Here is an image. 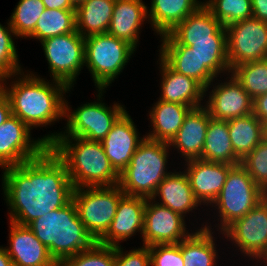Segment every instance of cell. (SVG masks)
<instances>
[{
    "mask_svg": "<svg viewBox=\"0 0 267 266\" xmlns=\"http://www.w3.org/2000/svg\"><path fill=\"white\" fill-rule=\"evenodd\" d=\"M210 116L203 105L192 108L186 115L182 126L169 142L171 150L177 151L184 162L201 159Z\"/></svg>",
    "mask_w": 267,
    "mask_h": 266,
    "instance_id": "cell-22",
    "label": "cell"
},
{
    "mask_svg": "<svg viewBox=\"0 0 267 266\" xmlns=\"http://www.w3.org/2000/svg\"><path fill=\"white\" fill-rule=\"evenodd\" d=\"M134 52L136 49L132 45L108 33L85 37L84 67L91 74L95 89L108 90Z\"/></svg>",
    "mask_w": 267,
    "mask_h": 266,
    "instance_id": "cell-8",
    "label": "cell"
},
{
    "mask_svg": "<svg viewBox=\"0 0 267 266\" xmlns=\"http://www.w3.org/2000/svg\"><path fill=\"white\" fill-rule=\"evenodd\" d=\"M158 55L176 72L196 80L204 89L216 77L204 66L190 47L159 45Z\"/></svg>",
    "mask_w": 267,
    "mask_h": 266,
    "instance_id": "cell-28",
    "label": "cell"
},
{
    "mask_svg": "<svg viewBox=\"0 0 267 266\" xmlns=\"http://www.w3.org/2000/svg\"><path fill=\"white\" fill-rule=\"evenodd\" d=\"M170 150L168 142L145 137L130 163L119 174L118 185L125 195L151 199L158 185L171 172L167 166Z\"/></svg>",
    "mask_w": 267,
    "mask_h": 266,
    "instance_id": "cell-6",
    "label": "cell"
},
{
    "mask_svg": "<svg viewBox=\"0 0 267 266\" xmlns=\"http://www.w3.org/2000/svg\"><path fill=\"white\" fill-rule=\"evenodd\" d=\"M116 0H86L75 8L76 30L85 37L107 33Z\"/></svg>",
    "mask_w": 267,
    "mask_h": 266,
    "instance_id": "cell-29",
    "label": "cell"
},
{
    "mask_svg": "<svg viewBox=\"0 0 267 266\" xmlns=\"http://www.w3.org/2000/svg\"><path fill=\"white\" fill-rule=\"evenodd\" d=\"M115 247L95 242L90 248L64 259L59 266H114Z\"/></svg>",
    "mask_w": 267,
    "mask_h": 266,
    "instance_id": "cell-38",
    "label": "cell"
},
{
    "mask_svg": "<svg viewBox=\"0 0 267 266\" xmlns=\"http://www.w3.org/2000/svg\"><path fill=\"white\" fill-rule=\"evenodd\" d=\"M253 17L267 22V0H251Z\"/></svg>",
    "mask_w": 267,
    "mask_h": 266,
    "instance_id": "cell-44",
    "label": "cell"
},
{
    "mask_svg": "<svg viewBox=\"0 0 267 266\" xmlns=\"http://www.w3.org/2000/svg\"><path fill=\"white\" fill-rule=\"evenodd\" d=\"M48 63L51 80H57L74 88L77 77L84 69L85 38L77 30L40 42Z\"/></svg>",
    "mask_w": 267,
    "mask_h": 266,
    "instance_id": "cell-10",
    "label": "cell"
},
{
    "mask_svg": "<svg viewBox=\"0 0 267 266\" xmlns=\"http://www.w3.org/2000/svg\"><path fill=\"white\" fill-rule=\"evenodd\" d=\"M151 266H184L181 242L149 246Z\"/></svg>",
    "mask_w": 267,
    "mask_h": 266,
    "instance_id": "cell-40",
    "label": "cell"
},
{
    "mask_svg": "<svg viewBox=\"0 0 267 266\" xmlns=\"http://www.w3.org/2000/svg\"><path fill=\"white\" fill-rule=\"evenodd\" d=\"M129 111H126L101 141L114 170L120 174L130 163L135 150L145 139L138 131ZM142 137H141V136Z\"/></svg>",
    "mask_w": 267,
    "mask_h": 266,
    "instance_id": "cell-19",
    "label": "cell"
},
{
    "mask_svg": "<svg viewBox=\"0 0 267 266\" xmlns=\"http://www.w3.org/2000/svg\"><path fill=\"white\" fill-rule=\"evenodd\" d=\"M265 139L267 140V123L264 124Z\"/></svg>",
    "mask_w": 267,
    "mask_h": 266,
    "instance_id": "cell-49",
    "label": "cell"
},
{
    "mask_svg": "<svg viewBox=\"0 0 267 266\" xmlns=\"http://www.w3.org/2000/svg\"><path fill=\"white\" fill-rule=\"evenodd\" d=\"M192 107L157 100L148 111L150 131L145 137L154 141L170 142L176 135Z\"/></svg>",
    "mask_w": 267,
    "mask_h": 266,
    "instance_id": "cell-25",
    "label": "cell"
},
{
    "mask_svg": "<svg viewBox=\"0 0 267 266\" xmlns=\"http://www.w3.org/2000/svg\"><path fill=\"white\" fill-rule=\"evenodd\" d=\"M12 115L8 96L0 88V126Z\"/></svg>",
    "mask_w": 267,
    "mask_h": 266,
    "instance_id": "cell-43",
    "label": "cell"
},
{
    "mask_svg": "<svg viewBox=\"0 0 267 266\" xmlns=\"http://www.w3.org/2000/svg\"><path fill=\"white\" fill-rule=\"evenodd\" d=\"M49 147L66 164L74 189L118 184L119 174L112 167L100 141L58 137Z\"/></svg>",
    "mask_w": 267,
    "mask_h": 266,
    "instance_id": "cell-3",
    "label": "cell"
},
{
    "mask_svg": "<svg viewBox=\"0 0 267 266\" xmlns=\"http://www.w3.org/2000/svg\"><path fill=\"white\" fill-rule=\"evenodd\" d=\"M254 261H255L254 264H256L255 266H258V265L261 266V264H264V266H267V245L265 249L256 257Z\"/></svg>",
    "mask_w": 267,
    "mask_h": 266,
    "instance_id": "cell-47",
    "label": "cell"
},
{
    "mask_svg": "<svg viewBox=\"0 0 267 266\" xmlns=\"http://www.w3.org/2000/svg\"><path fill=\"white\" fill-rule=\"evenodd\" d=\"M177 169L172 168L173 172L171 171L158 185L151 199L188 219V215L192 216L191 212L195 213V210L203 207L194 196L185 171L178 172Z\"/></svg>",
    "mask_w": 267,
    "mask_h": 266,
    "instance_id": "cell-23",
    "label": "cell"
},
{
    "mask_svg": "<svg viewBox=\"0 0 267 266\" xmlns=\"http://www.w3.org/2000/svg\"><path fill=\"white\" fill-rule=\"evenodd\" d=\"M160 45L191 46V41L227 40L226 28L203 4L169 33L160 36Z\"/></svg>",
    "mask_w": 267,
    "mask_h": 266,
    "instance_id": "cell-16",
    "label": "cell"
},
{
    "mask_svg": "<svg viewBox=\"0 0 267 266\" xmlns=\"http://www.w3.org/2000/svg\"><path fill=\"white\" fill-rule=\"evenodd\" d=\"M252 113L265 124L267 123V93L261 94L253 99Z\"/></svg>",
    "mask_w": 267,
    "mask_h": 266,
    "instance_id": "cell-42",
    "label": "cell"
},
{
    "mask_svg": "<svg viewBox=\"0 0 267 266\" xmlns=\"http://www.w3.org/2000/svg\"><path fill=\"white\" fill-rule=\"evenodd\" d=\"M76 30L75 10L47 9L37 21L34 31L27 37L39 42L44 39L72 33Z\"/></svg>",
    "mask_w": 267,
    "mask_h": 266,
    "instance_id": "cell-32",
    "label": "cell"
},
{
    "mask_svg": "<svg viewBox=\"0 0 267 266\" xmlns=\"http://www.w3.org/2000/svg\"><path fill=\"white\" fill-rule=\"evenodd\" d=\"M158 57L157 65L161 74L158 99L192 108L203 106L205 89L196 80L174 71L159 55Z\"/></svg>",
    "mask_w": 267,
    "mask_h": 266,
    "instance_id": "cell-21",
    "label": "cell"
},
{
    "mask_svg": "<svg viewBox=\"0 0 267 266\" xmlns=\"http://www.w3.org/2000/svg\"><path fill=\"white\" fill-rule=\"evenodd\" d=\"M219 236L220 240L231 242L232 248L236 247L240 255L253 263L267 245V196L246 215L220 232Z\"/></svg>",
    "mask_w": 267,
    "mask_h": 266,
    "instance_id": "cell-12",
    "label": "cell"
},
{
    "mask_svg": "<svg viewBox=\"0 0 267 266\" xmlns=\"http://www.w3.org/2000/svg\"><path fill=\"white\" fill-rule=\"evenodd\" d=\"M266 196L267 194L254 182L247 170L241 164L235 165L229 170L220 194L211 204L212 209L208 208L213 212L217 223L216 219L212 221L215 222L214 225L211 222L208 223L209 218L198 229L214 230L216 228L219 234L236 219L246 215ZM212 225L215 227L212 228Z\"/></svg>",
    "mask_w": 267,
    "mask_h": 266,
    "instance_id": "cell-7",
    "label": "cell"
},
{
    "mask_svg": "<svg viewBox=\"0 0 267 266\" xmlns=\"http://www.w3.org/2000/svg\"><path fill=\"white\" fill-rule=\"evenodd\" d=\"M147 19V5L143 0H116L107 33L126 41L137 50L142 27L149 24Z\"/></svg>",
    "mask_w": 267,
    "mask_h": 266,
    "instance_id": "cell-24",
    "label": "cell"
},
{
    "mask_svg": "<svg viewBox=\"0 0 267 266\" xmlns=\"http://www.w3.org/2000/svg\"><path fill=\"white\" fill-rule=\"evenodd\" d=\"M220 78L214 79L205 88L204 97L207 101L204 100V106L210 116L216 120L227 121L252 114L253 99L236 78L231 73Z\"/></svg>",
    "mask_w": 267,
    "mask_h": 266,
    "instance_id": "cell-13",
    "label": "cell"
},
{
    "mask_svg": "<svg viewBox=\"0 0 267 266\" xmlns=\"http://www.w3.org/2000/svg\"><path fill=\"white\" fill-rule=\"evenodd\" d=\"M2 171V195L13 223L27 226L72 200L74 187L66 164L50 147L39 157Z\"/></svg>",
    "mask_w": 267,
    "mask_h": 266,
    "instance_id": "cell-1",
    "label": "cell"
},
{
    "mask_svg": "<svg viewBox=\"0 0 267 266\" xmlns=\"http://www.w3.org/2000/svg\"><path fill=\"white\" fill-rule=\"evenodd\" d=\"M146 204V198L124 195L118 203L109 229L97 242L116 247L136 233H140L142 239Z\"/></svg>",
    "mask_w": 267,
    "mask_h": 266,
    "instance_id": "cell-18",
    "label": "cell"
},
{
    "mask_svg": "<svg viewBox=\"0 0 267 266\" xmlns=\"http://www.w3.org/2000/svg\"><path fill=\"white\" fill-rule=\"evenodd\" d=\"M124 195L118 184L73 190L72 200L77 207L80 221L96 242L109 229L118 203Z\"/></svg>",
    "mask_w": 267,
    "mask_h": 266,
    "instance_id": "cell-9",
    "label": "cell"
},
{
    "mask_svg": "<svg viewBox=\"0 0 267 266\" xmlns=\"http://www.w3.org/2000/svg\"><path fill=\"white\" fill-rule=\"evenodd\" d=\"M203 4L212 15L223 25L236 23L253 17L251 0H203Z\"/></svg>",
    "mask_w": 267,
    "mask_h": 266,
    "instance_id": "cell-36",
    "label": "cell"
},
{
    "mask_svg": "<svg viewBox=\"0 0 267 266\" xmlns=\"http://www.w3.org/2000/svg\"><path fill=\"white\" fill-rule=\"evenodd\" d=\"M183 166L180 170L183 169L187 174L194 196L203 207L209 208L220 194L227 174L234 165L199 158L185 161Z\"/></svg>",
    "mask_w": 267,
    "mask_h": 266,
    "instance_id": "cell-17",
    "label": "cell"
},
{
    "mask_svg": "<svg viewBox=\"0 0 267 266\" xmlns=\"http://www.w3.org/2000/svg\"><path fill=\"white\" fill-rule=\"evenodd\" d=\"M189 47L199 58L201 65H204L216 78L231 73L228 64L227 40L191 41Z\"/></svg>",
    "mask_w": 267,
    "mask_h": 266,
    "instance_id": "cell-33",
    "label": "cell"
},
{
    "mask_svg": "<svg viewBox=\"0 0 267 266\" xmlns=\"http://www.w3.org/2000/svg\"><path fill=\"white\" fill-rule=\"evenodd\" d=\"M147 5L150 27L155 36L169 33L188 15L196 11L204 1L201 0H151Z\"/></svg>",
    "mask_w": 267,
    "mask_h": 266,
    "instance_id": "cell-26",
    "label": "cell"
},
{
    "mask_svg": "<svg viewBox=\"0 0 267 266\" xmlns=\"http://www.w3.org/2000/svg\"><path fill=\"white\" fill-rule=\"evenodd\" d=\"M45 8L62 9V10H75V7L71 4L69 0H41Z\"/></svg>",
    "mask_w": 267,
    "mask_h": 266,
    "instance_id": "cell-45",
    "label": "cell"
},
{
    "mask_svg": "<svg viewBox=\"0 0 267 266\" xmlns=\"http://www.w3.org/2000/svg\"><path fill=\"white\" fill-rule=\"evenodd\" d=\"M241 165L267 194V140L265 138L241 161Z\"/></svg>",
    "mask_w": 267,
    "mask_h": 266,
    "instance_id": "cell-39",
    "label": "cell"
},
{
    "mask_svg": "<svg viewBox=\"0 0 267 266\" xmlns=\"http://www.w3.org/2000/svg\"><path fill=\"white\" fill-rule=\"evenodd\" d=\"M201 159L234 166L241 164L232 147L227 121L209 120Z\"/></svg>",
    "mask_w": 267,
    "mask_h": 266,
    "instance_id": "cell-30",
    "label": "cell"
},
{
    "mask_svg": "<svg viewBox=\"0 0 267 266\" xmlns=\"http://www.w3.org/2000/svg\"><path fill=\"white\" fill-rule=\"evenodd\" d=\"M230 70L267 58V22L250 17L226 27Z\"/></svg>",
    "mask_w": 267,
    "mask_h": 266,
    "instance_id": "cell-11",
    "label": "cell"
},
{
    "mask_svg": "<svg viewBox=\"0 0 267 266\" xmlns=\"http://www.w3.org/2000/svg\"><path fill=\"white\" fill-rule=\"evenodd\" d=\"M96 100L82 103L72 109L65 98L64 119L66 123L62 131L40 136L50 146L58 137H81L90 141H102L117 120L127 111L122 103L114 101L113 105L103 102L105 89H96ZM109 106V107H108Z\"/></svg>",
    "mask_w": 267,
    "mask_h": 266,
    "instance_id": "cell-5",
    "label": "cell"
},
{
    "mask_svg": "<svg viewBox=\"0 0 267 266\" xmlns=\"http://www.w3.org/2000/svg\"><path fill=\"white\" fill-rule=\"evenodd\" d=\"M191 234L181 241L184 266H219L220 249H217L215 230L207 228L190 230ZM216 239V240H215ZM218 259V260H217Z\"/></svg>",
    "mask_w": 267,
    "mask_h": 266,
    "instance_id": "cell-27",
    "label": "cell"
},
{
    "mask_svg": "<svg viewBox=\"0 0 267 266\" xmlns=\"http://www.w3.org/2000/svg\"><path fill=\"white\" fill-rule=\"evenodd\" d=\"M122 245L115 247L114 266H151L149 246L133 247L129 251Z\"/></svg>",
    "mask_w": 267,
    "mask_h": 266,
    "instance_id": "cell-41",
    "label": "cell"
},
{
    "mask_svg": "<svg viewBox=\"0 0 267 266\" xmlns=\"http://www.w3.org/2000/svg\"><path fill=\"white\" fill-rule=\"evenodd\" d=\"M227 123L235 155L242 161L265 138L264 124L253 113Z\"/></svg>",
    "mask_w": 267,
    "mask_h": 266,
    "instance_id": "cell-31",
    "label": "cell"
},
{
    "mask_svg": "<svg viewBox=\"0 0 267 266\" xmlns=\"http://www.w3.org/2000/svg\"><path fill=\"white\" fill-rule=\"evenodd\" d=\"M27 227L48 248L58 264L90 248L96 242L80 221L73 200L62 208L36 218Z\"/></svg>",
    "mask_w": 267,
    "mask_h": 266,
    "instance_id": "cell-4",
    "label": "cell"
},
{
    "mask_svg": "<svg viewBox=\"0 0 267 266\" xmlns=\"http://www.w3.org/2000/svg\"><path fill=\"white\" fill-rule=\"evenodd\" d=\"M71 2V4L76 8L77 6H79L83 1L86 0H69Z\"/></svg>",
    "mask_w": 267,
    "mask_h": 266,
    "instance_id": "cell-48",
    "label": "cell"
},
{
    "mask_svg": "<svg viewBox=\"0 0 267 266\" xmlns=\"http://www.w3.org/2000/svg\"><path fill=\"white\" fill-rule=\"evenodd\" d=\"M0 23V79L25 70L21 66L14 39H19L11 28L9 20ZM15 37V38H14Z\"/></svg>",
    "mask_w": 267,
    "mask_h": 266,
    "instance_id": "cell-37",
    "label": "cell"
},
{
    "mask_svg": "<svg viewBox=\"0 0 267 266\" xmlns=\"http://www.w3.org/2000/svg\"><path fill=\"white\" fill-rule=\"evenodd\" d=\"M45 10L41 0H19L9 20L11 28L19 39H27L34 31L37 21Z\"/></svg>",
    "mask_w": 267,
    "mask_h": 266,
    "instance_id": "cell-35",
    "label": "cell"
},
{
    "mask_svg": "<svg viewBox=\"0 0 267 266\" xmlns=\"http://www.w3.org/2000/svg\"><path fill=\"white\" fill-rule=\"evenodd\" d=\"M0 266H14L12 259L7 254L5 247L0 246Z\"/></svg>",
    "mask_w": 267,
    "mask_h": 266,
    "instance_id": "cell-46",
    "label": "cell"
},
{
    "mask_svg": "<svg viewBox=\"0 0 267 266\" xmlns=\"http://www.w3.org/2000/svg\"><path fill=\"white\" fill-rule=\"evenodd\" d=\"M8 236V244L4 247L14 266H59L27 226L9 221Z\"/></svg>",
    "mask_w": 267,
    "mask_h": 266,
    "instance_id": "cell-20",
    "label": "cell"
},
{
    "mask_svg": "<svg viewBox=\"0 0 267 266\" xmlns=\"http://www.w3.org/2000/svg\"><path fill=\"white\" fill-rule=\"evenodd\" d=\"M32 130L11 115L0 126V167L18 166L39 157L49 146L41 138H32Z\"/></svg>",
    "mask_w": 267,
    "mask_h": 266,
    "instance_id": "cell-14",
    "label": "cell"
},
{
    "mask_svg": "<svg viewBox=\"0 0 267 266\" xmlns=\"http://www.w3.org/2000/svg\"><path fill=\"white\" fill-rule=\"evenodd\" d=\"M50 81L30 69L0 79V88L9 98L12 115L31 130L64 119L65 98L69 97L66 94L73 88L57 80Z\"/></svg>",
    "mask_w": 267,
    "mask_h": 266,
    "instance_id": "cell-2",
    "label": "cell"
},
{
    "mask_svg": "<svg viewBox=\"0 0 267 266\" xmlns=\"http://www.w3.org/2000/svg\"><path fill=\"white\" fill-rule=\"evenodd\" d=\"M186 223V218L182 215L152 199H147L144 210L143 246L178 244L191 234Z\"/></svg>",
    "mask_w": 267,
    "mask_h": 266,
    "instance_id": "cell-15",
    "label": "cell"
},
{
    "mask_svg": "<svg viewBox=\"0 0 267 266\" xmlns=\"http://www.w3.org/2000/svg\"><path fill=\"white\" fill-rule=\"evenodd\" d=\"M231 74L252 99L267 93V58L238 65Z\"/></svg>",
    "mask_w": 267,
    "mask_h": 266,
    "instance_id": "cell-34",
    "label": "cell"
}]
</instances>
